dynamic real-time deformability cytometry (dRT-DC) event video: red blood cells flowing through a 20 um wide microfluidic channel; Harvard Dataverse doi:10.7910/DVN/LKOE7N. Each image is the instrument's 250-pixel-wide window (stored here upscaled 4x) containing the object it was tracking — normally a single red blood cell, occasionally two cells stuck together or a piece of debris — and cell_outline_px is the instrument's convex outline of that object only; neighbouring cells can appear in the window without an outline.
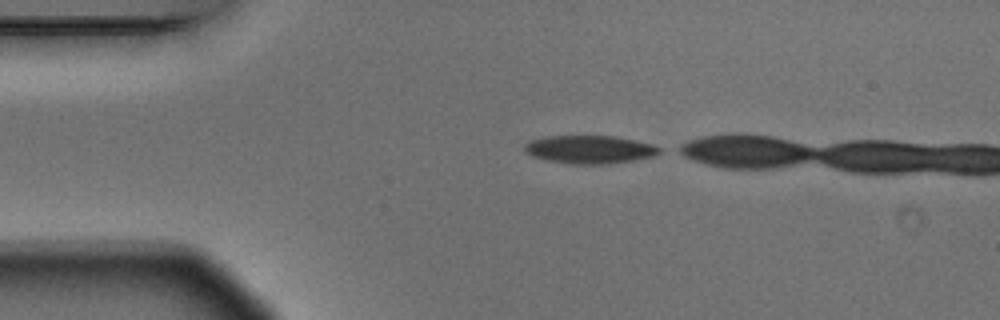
{"species": "Egyptian fruit bat (a non-hibernating species)", "species_latin": "Rousettus aegyptiacus", "temperature_condition": "warm", "stored_images_in_passage": 2, "camera_frame_rate_fps": 3000, "um_per_image_px": 0.085, "animal": {"sex": "male"}, "frame": {"image": 1, "passage_image": 1, "time_ms": 0.0, "image_size_px": [1000, 320], "cell_outline_px": [[660, 152], [652, 156], [632, 160], [608, 164], [568, 164], [544, 160], [532, 156], [524, 152], [524, 144], [528, 140], [544, 136], [616, 136], [636, 140], [652, 144], [660, 148]], "centroid_in_image_um": [50.04, 12.7], "position_along_channel_um": 35.0, "area_um2": 22.31}}